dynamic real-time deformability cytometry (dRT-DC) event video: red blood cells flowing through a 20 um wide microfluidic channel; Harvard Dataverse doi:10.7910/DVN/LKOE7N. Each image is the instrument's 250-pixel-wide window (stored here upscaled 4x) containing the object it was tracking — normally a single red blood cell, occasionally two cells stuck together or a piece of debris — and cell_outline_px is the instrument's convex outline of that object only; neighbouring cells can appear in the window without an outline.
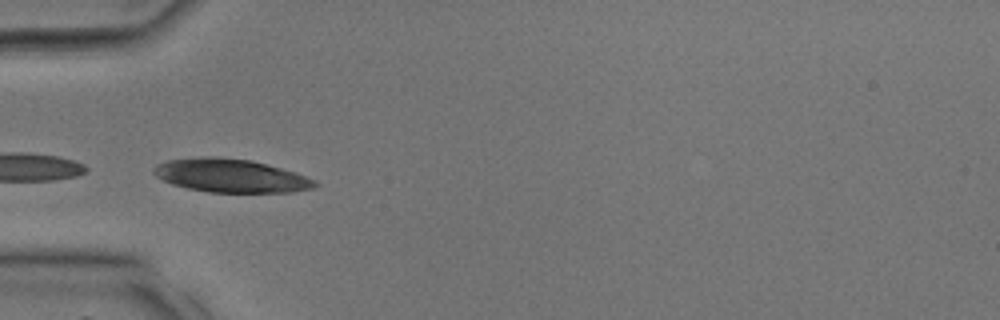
{"species": "common noctule bat (a hibernating species)", "species_latin": "Nyctalus noctula", "temperature_condition": "room temperature", "stored_images_in_passage": 14, "camera_frame_rate_fps": 3000, "um_per_image_px": 0.085, "animal": {"sex": "male", "body_mass_g": 17.9, "forearm_length_mm": 54.2}, "frame": {"image": 1, "passage_image": 10, "time_ms": 3.0, "image_size_px": [1000, 320], "cell_outline_px": [[320, 184], [312, 188], [292, 192], [208, 192], [188, 188], [172, 184], [156, 176], [152, 172], [152, 168], [156, 164], [168, 160], [204, 156], [220, 156], [252, 160], [296, 172], [316, 180]], "centroid_in_image_um": [19.62, 14.92], "position_along_channel_um": 65.4, "area_um2": 31.56}}